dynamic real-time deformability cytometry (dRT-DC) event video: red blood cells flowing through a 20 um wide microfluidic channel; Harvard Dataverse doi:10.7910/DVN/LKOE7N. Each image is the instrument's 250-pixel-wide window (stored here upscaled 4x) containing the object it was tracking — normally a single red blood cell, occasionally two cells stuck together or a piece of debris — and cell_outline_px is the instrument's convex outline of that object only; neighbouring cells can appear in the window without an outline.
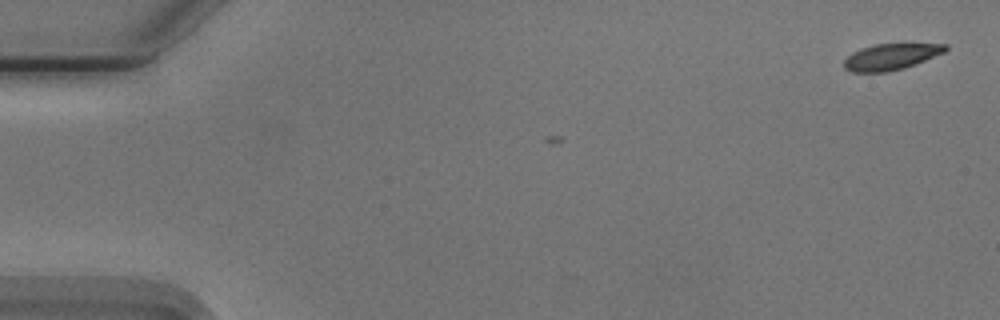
{"species": "Egyptian fruit bat (a non-hibernating species)", "species_latin": "Rousettus aegyptiacus", "temperature_condition": "cold", "stored_images_in_passage": 2, "camera_frame_rate_fps": 3000, "um_per_image_px": 0.085, "animal": {"sex": "male"}, "frame": {"image": 1, "passage_image": 2, "time_ms": 0.333, "image_size_px": [1000, 320], "cell_outline_px": [[948, 48], [944, 52], [916, 64], [904, 68], [888, 72], [852, 72], [844, 68], [844, 60], [852, 52], [860, 48], [876, 44], [904, 40], [948, 44]], "centroid_in_image_um": [75.81, 4.75], "position_along_channel_um": 9.2, "area_um2": 16.47}}